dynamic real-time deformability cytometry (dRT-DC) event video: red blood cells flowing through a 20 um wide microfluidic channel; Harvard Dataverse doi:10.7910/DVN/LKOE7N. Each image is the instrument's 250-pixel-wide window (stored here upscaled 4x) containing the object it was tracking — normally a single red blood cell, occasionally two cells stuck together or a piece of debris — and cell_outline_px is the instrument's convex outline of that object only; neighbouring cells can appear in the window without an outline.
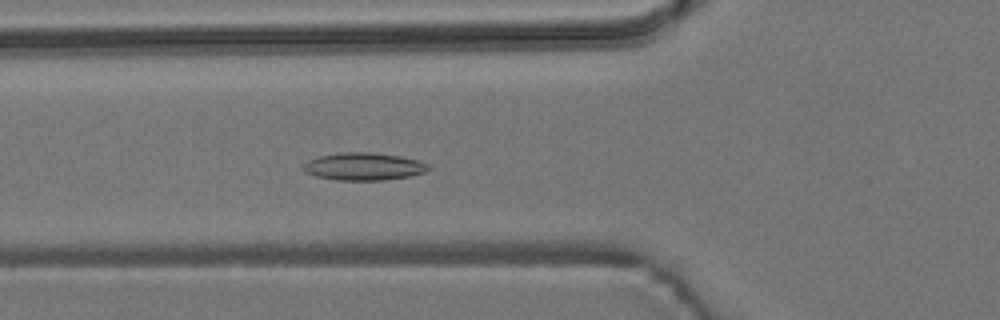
{"species": "common noctule bat (a hibernating species)", "species_latin": "Nyctalus noctula", "temperature_condition": "room temperature", "stored_images_in_passage": 4, "camera_frame_rate_fps": 3000, "um_per_image_px": 0.085, "animal": {"sex": "male", "body_mass_g": 19.2, "forearm_length_mm": 51.8}, "frame": {"image": 1, "passage_image": 4, "time_ms": 4.0, "image_size_px": [1000, 320], "cell_outline_px": [[432, 168], [424, 172], [408, 176], [384, 180], [336, 180], [316, 176], [304, 172], [300, 168], [308, 160], [320, 156], [340, 152], [372, 152], [400, 156], [420, 160], [428, 164]], "centroid_in_image_um": [30.9, 14.14], "position_along_channel_um": 94.9, "area_um2": 20.23}}